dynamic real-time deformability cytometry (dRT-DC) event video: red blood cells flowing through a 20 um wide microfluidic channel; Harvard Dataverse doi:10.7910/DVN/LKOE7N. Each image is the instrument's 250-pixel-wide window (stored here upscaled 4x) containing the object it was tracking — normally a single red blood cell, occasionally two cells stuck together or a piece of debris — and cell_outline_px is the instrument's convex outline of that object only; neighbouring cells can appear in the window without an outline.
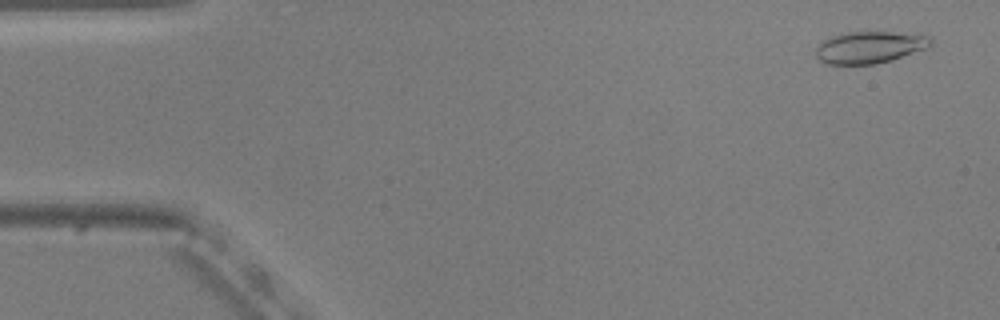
{"species": "common noctule bat (a hibernating species)", "species_latin": "Nyctalus noctula", "temperature_condition": "warm", "stored_images_in_passage": 6, "camera_frame_rate_fps": 3000, "um_per_image_px": 0.085, "animal": {"sex": "male", "body_mass_g": 20.5, "forearm_length_mm": 52.5}, "frame": {"image": 1, "passage_image": 1, "time_ms": 0.0, "image_size_px": [1000, 320], "cell_outline_px": [[932, 44], [924, 48], [892, 60], [876, 64], [824, 64], [816, 56], [816, 44], [832, 36], [848, 32], [892, 32], [932, 36]], "centroid_in_image_um": [73.88, 4.02], "position_along_channel_um": 11.1, "area_um2": 21.27}}